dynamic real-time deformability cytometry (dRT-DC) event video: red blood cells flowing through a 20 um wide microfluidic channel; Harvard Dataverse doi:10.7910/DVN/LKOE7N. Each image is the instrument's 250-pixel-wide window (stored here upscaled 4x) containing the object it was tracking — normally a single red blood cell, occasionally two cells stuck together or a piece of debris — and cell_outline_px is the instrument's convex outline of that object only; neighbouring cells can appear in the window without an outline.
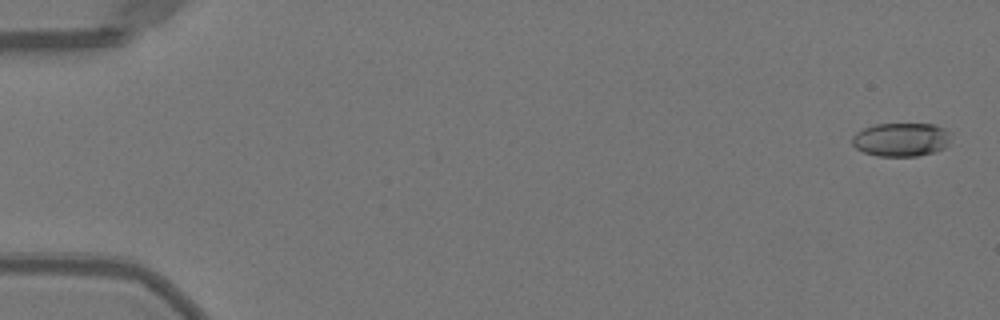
{"species": "Egyptian fruit bat (a non-hibernating species)", "species_latin": "Rousettus aegyptiacus", "temperature_condition": "warm", "stored_images_in_passage": 17, "camera_frame_rate_fps": 3000, "um_per_image_px": 0.085, "animal": {"sex": "female"}, "frame": {"image": 1, "passage_image": 2, "time_ms": 0.333, "image_size_px": [1000, 320], "cell_outline_px": [[952, 132], [948, 144], [944, 148], [932, 152], [916, 156], [876, 156], [864, 152], [856, 148], [852, 144], [852, 136], [856, 132], [864, 128], [876, 124], [932, 124], [944, 128]], "centroid_in_image_um": [76.6, 11.86], "position_along_channel_um": 8.4, "area_um2": 19.42}}
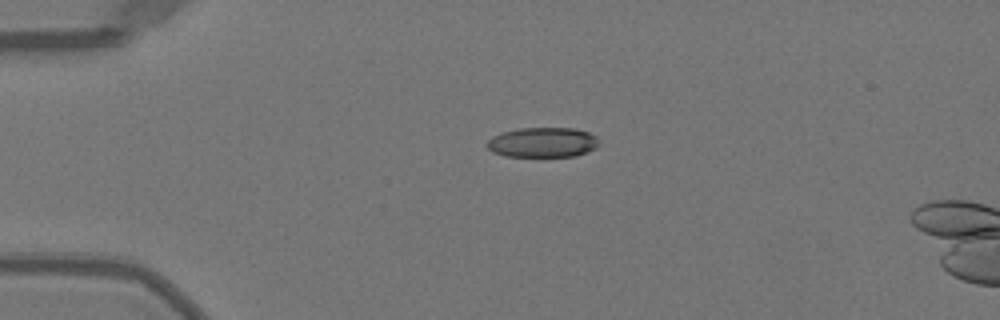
{"frame": {"image": 2, "passage_image": 13, "time_ms": 4.0, "image_size_px": [1000, 320], "cell_outline_px": [[600, 144], [596, 148], [588, 152], [576, 156], [504, 156], [492, 152], [484, 144], [492, 136], [504, 132], [520, 128], [576, 128], [588, 132], [596, 136]], "centroid_in_image_um": [46.14, 12.1], "position_along_channel_um": 38.9, "area_um2": 19.71}}